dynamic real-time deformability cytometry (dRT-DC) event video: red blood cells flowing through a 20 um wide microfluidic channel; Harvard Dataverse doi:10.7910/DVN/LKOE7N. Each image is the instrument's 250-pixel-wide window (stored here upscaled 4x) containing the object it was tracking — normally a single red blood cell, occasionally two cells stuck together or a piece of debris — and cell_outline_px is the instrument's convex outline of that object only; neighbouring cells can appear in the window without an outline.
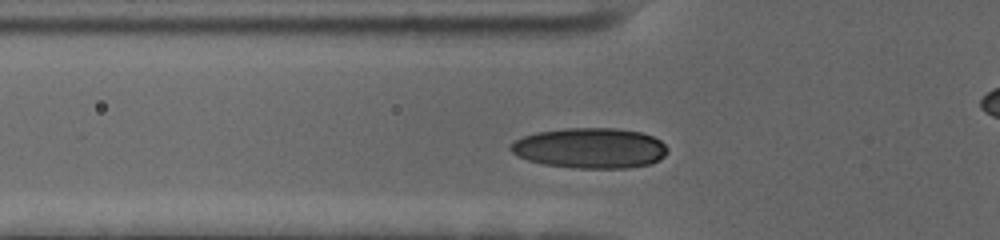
{"species": "human", "species_latin": "Homo sapiens", "temperature_condition": "cold", "stored_images_in_passage": 43, "camera_frame_rate_fps": 3000, "um_per_image_px": 0.085, "donor": {"sex": "female"}, "frame": {"image": 1, "passage_image": 5, "time_ms": 1.333, "image_size_px": [1000, 240], "cell_outline_px": [[668, 152], [660, 160], [648, 164], [628, 168], [576, 168], [544, 164], [528, 160], [512, 152], [508, 148], [516, 140], [524, 136], [536, 132], [564, 128], [616, 128], [640, 132], [652, 136], [660, 140], [668, 148]], "centroid_in_image_um": [50.18, 12.58], "position_along_channel_um": 75.6, "area_um2": 36.88}}
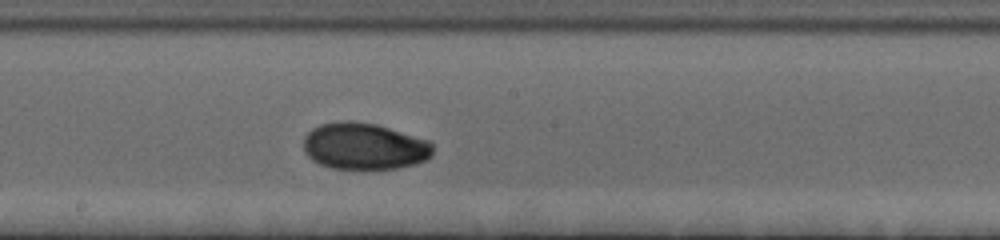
{"frame": {"image": 2, "passage_image": 17, "time_ms": 5.333, "image_size_px": [1000, 240], "cell_outline_px": [[432, 156], [416, 164], [400, 168], [332, 168], [320, 164], [312, 160], [304, 152], [304, 136], [312, 128], [320, 124], [340, 120], [352, 120], [376, 124], [428, 140], [432, 144]], "centroid_in_image_um": [30.94, 12.41], "position_along_channel_um": 217.3, "area_um2": 35.2}}
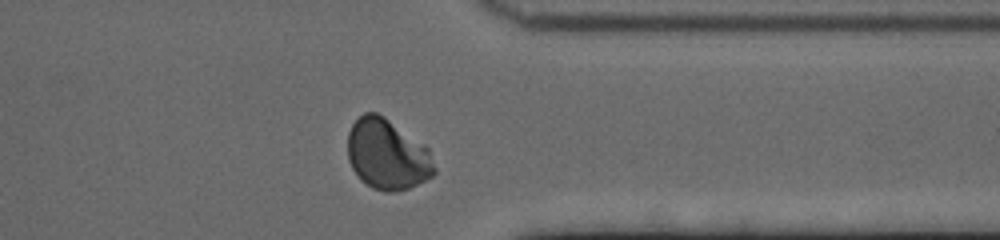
{"frame": {"image": 3, "passage_image": 31, "time_ms": 10.0, "image_size_px": [1000, 240], "cell_outline_px": [[436, 172], [432, 176], [408, 188], [396, 192], [384, 192], [372, 188], [360, 180], [352, 168], [348, 160], [348, 132], [352, 124], [364, 112], [376, 112], [384, 116], [424, 144], [428, 148], [436, 168]], "centroid_in_image_um": [32.91, 13.13], "position_along_channel_um": 378.5, "area_um2": 35.78}, "authors_computed_cell_mechanics": {"area_um2": 34.2176, "velocity_mm_per_s": 3.5369, "shape_relaxation_time_tau1_ms": 5.2434, "shape_relaxation_time_tau2_ms": 1.2234, "deformation_change_tau1": 0.151, "deformation_change_tau2": 0.0298}}